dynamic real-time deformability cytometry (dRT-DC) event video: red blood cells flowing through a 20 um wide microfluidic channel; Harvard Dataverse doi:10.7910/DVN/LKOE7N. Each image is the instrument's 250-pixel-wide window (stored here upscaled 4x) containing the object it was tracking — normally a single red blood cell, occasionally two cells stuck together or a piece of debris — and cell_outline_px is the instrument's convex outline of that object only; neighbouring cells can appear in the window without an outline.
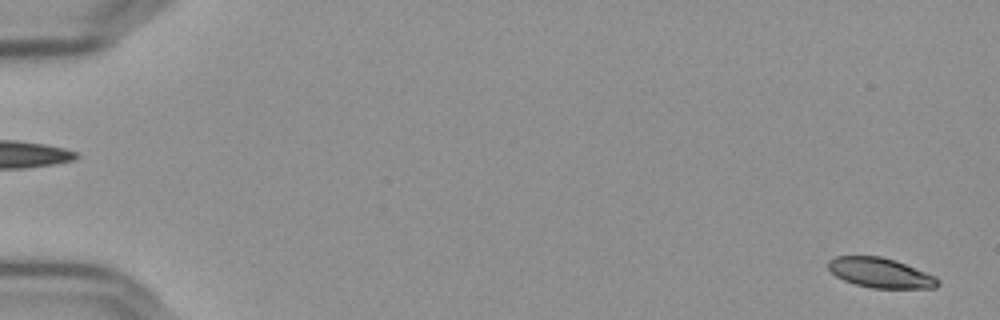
{"species": "Egyptian fruit bat (a non-hibernating species)", "species_latin": "Rousettus aegyptiacus", "temperature_condition": "cold", "stored_images_in_passage": 6, "camera_frame_rate_fps": 3000, "um_per_image_px": 0.085, "frame": {"image": 1, "passage_image": 6, "time_ms": 1.667, "image_size_px": [1000, 320], "cell_outline_px": [[940, 284], [936, 288], [872, 288], [856, 284], [844, 280], [836, 276], [828, 268], [828, 260], [836, 256], [880, 256], [896, 260], [936, 276], [940, 280]], "centroid_in_image_um": [74.86, 23.19], "position_along_channel_um": 10.1, "area_um2": 19.13}}